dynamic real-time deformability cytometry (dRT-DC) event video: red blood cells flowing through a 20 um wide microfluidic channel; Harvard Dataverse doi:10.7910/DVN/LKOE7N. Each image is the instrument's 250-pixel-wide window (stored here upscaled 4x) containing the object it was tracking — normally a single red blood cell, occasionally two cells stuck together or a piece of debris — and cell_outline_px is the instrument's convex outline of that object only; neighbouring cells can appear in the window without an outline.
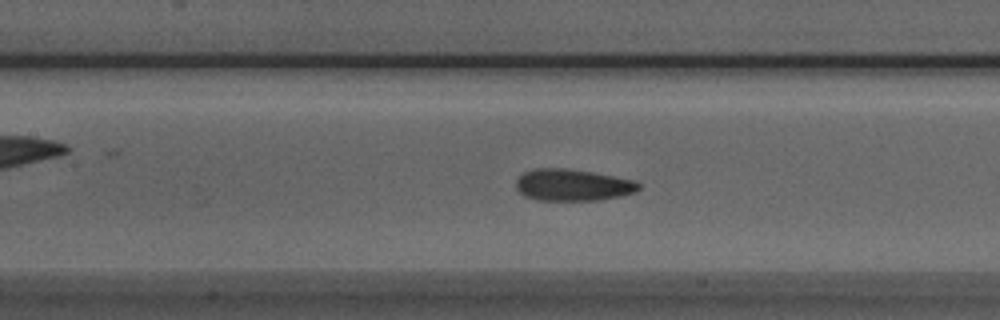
{"species": "Egyptian fruit bat (a non-hibernating species)", "species_latin": "Rousettus aegyptiacus", "temperature_condition": "room temperature", "stored_images_in_passage": 40, "camera_frame_rate_fps": 3000, "um_per_image_px": 0.085, "animal": {"sex": "male"}, "frame": {"image": 1, "passage_image": 10, "time_ms": 3.0, "image_size_px": [1000, 320], "cell_outline_px": [[640, 188], [636, 192], [620, 196], [596, 200], [540, 200], [524, 196], [516, 188], [516, 180], [524, 172], [532, 168], [564, 168], [592, 172], [636, 180], [640, 184]], "centroid_in_image_um": [48.68, 15.72], "position_along_channel_um": 158.7, "area_um2": 22.72}}
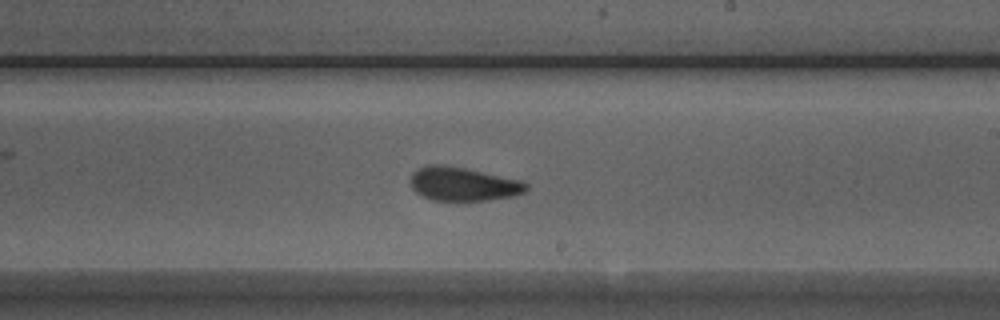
{"frame": {"image": 2, "passage_image": 17, "time_ms": 5.333, "image_size_px": [1000, 320], "cell_outline_px": [[528, 188], [524, 192], [516, 196], [488, 200], [432, 200], [416, 192], [412, 188], [408, 180], [412, 172], [428, 164], [444, 164], [464, 168], [520, 180], [528, 184]], "centroid_in_image_um": [39.34, 15.64], "position_along_channel_um": 249.7, "area_um2": 22.77}}
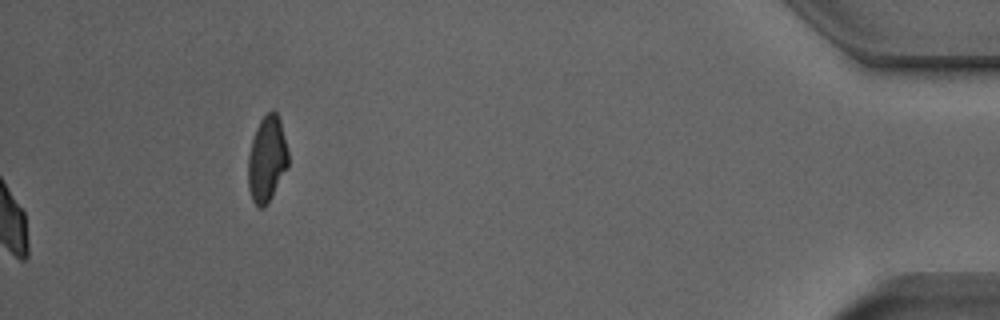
{"frame": {"image": 3, "passage_image": 40, "time_ms": 13.0, "image_size_px": [1000, 320], "cell_outline_px": [[288, 164], [272, 196], [260, 208], [252, 200], [248, 188], [248, 156], [252, 140], [256, 128], [260, 120], [272, 108], [276, 112], [280, 120], [288, 152]], "centroid_in_image_um": [22.67, 13.48], "position_along_channel_um": 412.5, "area_um2": 19.71}, "authors_computed_cell_mechanics": {"area_um2": 22.6576, "velocity_mm_per_s": 3.907, "shape_relaxation_time_tau1_ms": 4.622, "shape_relaxation_time_tau2_ms": 1.6106, "deformation_change_tau1": 0.1418, "deformation_change_tau2": 0.0657}}